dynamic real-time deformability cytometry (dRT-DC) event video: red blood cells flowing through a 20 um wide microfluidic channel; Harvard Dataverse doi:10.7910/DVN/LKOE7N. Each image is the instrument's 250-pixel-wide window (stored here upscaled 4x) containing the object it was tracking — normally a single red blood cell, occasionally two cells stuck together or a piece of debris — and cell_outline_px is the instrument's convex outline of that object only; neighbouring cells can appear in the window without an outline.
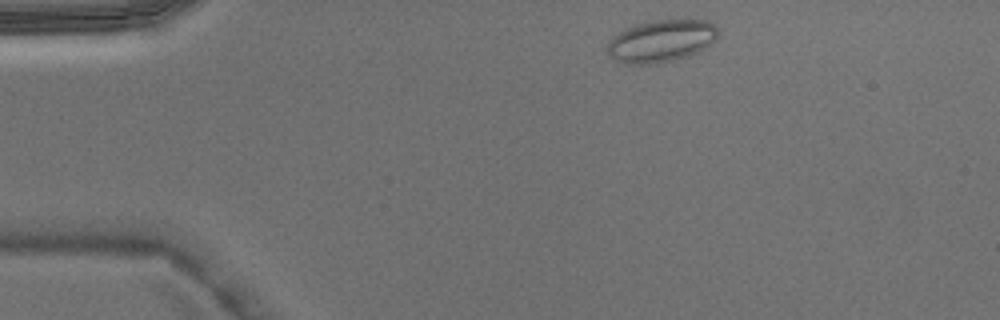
{"species": "Egyptian fruit bat (a non-hibernating species)", "species_latin": "Rousettus aegyptiacus", "temperature_condition": "warm", "stored_images_in_passage": 2, "camera_frame_rate_fps": 3000, "um_per_image_px": 0.085, "animal": {"sex": "male"}, "frame": {"image": 1, "passage_image": 1, "time_ms": 0.0, "image_size_px": [1000, 320], "cell_outline_px": [[720, 32], [716, 40], [700, 52], [688, 56], [672, 60], [648, 64], [624, 64], [612, 60], [608, 56], [608, 40], [612, 36], [624, 28], [636, 24], [652, 20], [708, 20], [716, 24], [720, 28]], "centroid_in_image_um": [56.22, 3.48], "position_along_channel_um": 28.8, "area_um2": 27.86}}